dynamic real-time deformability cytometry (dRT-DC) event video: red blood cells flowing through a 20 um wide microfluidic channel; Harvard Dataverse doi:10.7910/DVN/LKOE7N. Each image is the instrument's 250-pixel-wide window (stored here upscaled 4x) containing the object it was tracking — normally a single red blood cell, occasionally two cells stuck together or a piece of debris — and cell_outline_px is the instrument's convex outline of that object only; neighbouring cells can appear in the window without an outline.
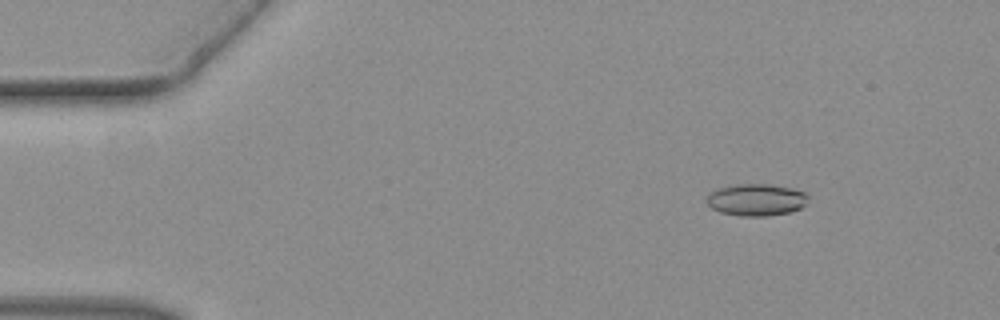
{"species": "common noctule bat (a hibernating species)", "species_latin": "Nyctalus noctula", "temperature_condition": "warm", "stored_images_in_passage": 49, "camera_frame_rate_fps": 3000, "um_per_image_px": 0.085, "animal": {"sex": "female", "body_mass_g": 19.3, "forearm_length_mm": 54.1}, "frame": {"image": 1, "passage_image": 7, "time_ms": 2.0, "image_size_px": [1000, 320], "cell_outline_px": [[808, 204], [792, 212], [768, 216], [740, 216], [720, 212], [712, 208], [708, 204], [708, 196], [716, 188], [732, 184], [768, 184], [792, 188], [804, 192], [808, 196]], "centroid_in_image_um": [64.32, 16.98], "position_along_channel_um": 20.7, "area_um2": 19.07}}
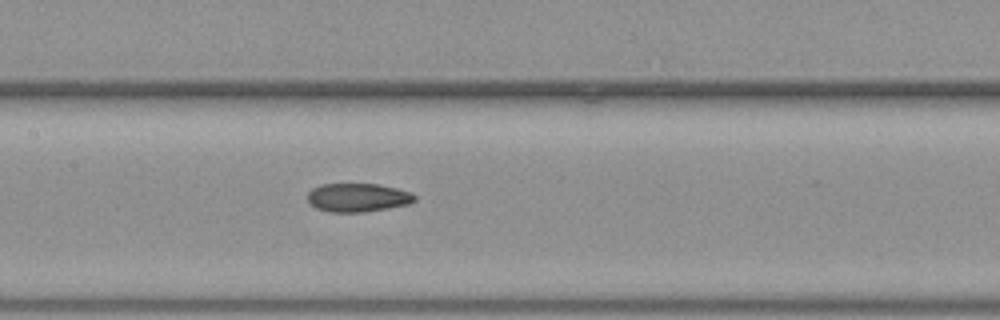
{"frame": {"image": 2, "passage_image": 24, "time_ms": 7.667, "image_size_px": [1000, 320], "cell_outline_px": [[416, 200], [408, 204], [388, 208], [364, 212], [328, 212], [316, 208], [308, 204], [308, 192], [312, 188], [320, 184], [376, 184], [396, 188], [412, 192], [416, 196]], "centroid_in_image_um": [30.39, 16.79], "position_along_channel_um": 177.0, "area_um2": 17.98}}
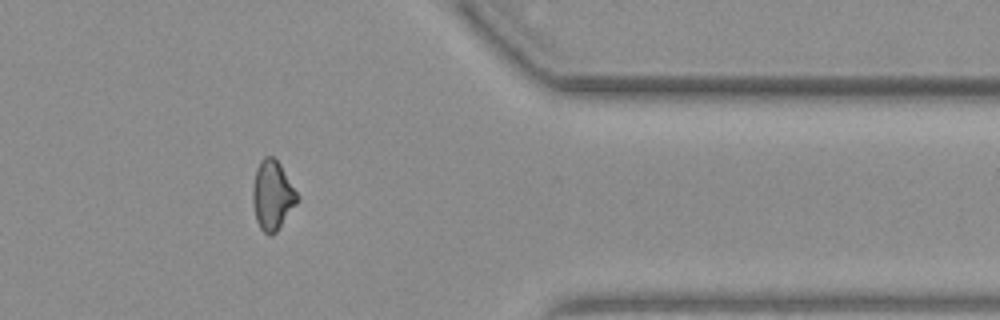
{"frame": {"image": 3, "passage_image": 40, "time_ms": 13.0, "image_size_px": [1000, 320], "cell_outline_px": [[300, 200], [276, 232], [272, 236], [268, 236], [260, 228], [256, 220], [252, 200], [252, 188], [256, 168], [260, 160], [264, 156], [272, 156], [280, 164], [300, 196]], "centroid_in_image_um": [23.16, 16.61], "position_along_channel_um": 388.2, "area_um2": 18.26}}